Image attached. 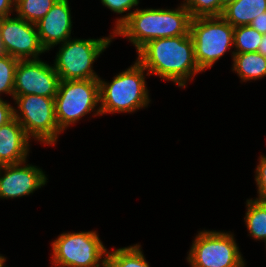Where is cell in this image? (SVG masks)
Segmentation results:
<instances>
[{
  "instance_id": "27",
  "label": "cell",
  "mask_w": 266,
  "mask_h": 267,
  "mask_svg": "<svg viewBox=\"0 0 266 267\" xmlns=\"http://www.w3.org/2000/svg\"><path fill=\"white\" fill-rule=\"evenodd\" d=\"M15 5L16 0H0V19L9 17L11 12L15 10Z\"/></svg>"
},
{
  "instance_id": "24",
  "label": "cell",
  "mask_w": 266,
  "mask_h": 267,
  "mask_svg": "<svg viewBox=\"0 0 266 267\" xmlns=\"http://www.w3.org/2000/svg\"><path fill=\"white\" fill-rule=\"evenodd\" d=\"M101 3L111 11L122 14L138 6L139 0H101Z\"/></svg>"
},
{
  "instance_id": "28",
  "label": "cell",
  "mask_w": 266,
  "mask_h": 267,
  "mask_svg": "<svg viewBox=\"0 0 266 267\" xmlns=\"http://www.w3.org/2000/svg\"><path fill=\"white\" fill-rule=\"evenodd\" d=\"M257 52L263 55L264 57H266V34H263L262 40L260 42V46Z\"/></svg>"
},
{
  "instance_id": "14",
  "label": "cell",
  "mask_w": 266,
  "mask_h": 267,
  "mask_svg": "<svg viewBox=\"0 0 266 267\" xmlns=\"http://www.w3.org/2000/svg\"><path fill=\"white\" fill-rule=\"evenodd\" d=\"M29 140L25 130L15 118L0 126V163L10 165L26 162L30 149Z\"/></svg>"
},
{
  "instance_id": "9",
  "label": "cell",
  "mask_w": 266,
  "mask_h": 267,
  "mask_svg": "<svg viewBox=\"0 0 266 267\" xmlns=\"http://www.w3.org/2000/svg\"><path fill=\"white\" fill-rule=\"evenodd\" d=\"M234 239L232 233L202 230L192 243L187 261L191 267H245Z\"/></svg>"
},
{
  "instance_id": "20",
  "label": "cell",
  "mask_w": 266,
  "mask_h": 267,
  "mask_svg": "<svg viewBox=\"0 0 266 267\" xmlns=\"http://www.w3.org/2000/svg\"><path fill=\"white\" fill-rule=\"evenodd\" d=\"M263 34L253 29L250 25L238 26L234 28V47L233 53L257 52Z\"/></svg>"
},
{
  "instance_id": "10",
  "label": "cell",
  "mask_w": 266,
  "mask_h": 267,
  "mask_svg": "<svg viewBox=\"0 0 266 267\" xmlns=\"http://www.w3.org/2000/svg\"><path fill=\"white\" fill-rule=\"evenodd\" d=\"M0 37L5 54L18 60H36L39 54L46 51L39 39L36 24L17 16L0 19Z\"/></svg>"
},
{
  "instance_id": "25",
  "label": "cell",
  "mask_w": 266,
  "mask_h": 267,
  "mask_svg": "<svg viewBox=\"0 0 266 267\" xmlns=\"http://www.w3.org/2000/svg\"><path fill=\"white\" fill-rule=\"evenodd\" d=\"M14 118V107L0 97V126L10 122Z\"/></svg>"
},
{
  "instance_id": "17",
  "label": "cell",
  "mask_w": 266,
  "mask_h": 267,
  "mask_svg": "<svg viewBox=\"0 0 266 267\" xmlns=\"http://www.w3.org/2000/svg\"><path fill=\"white\" fill-rule=\"evenodd\" d=\"M246 202L247 211L244 221L249 235L256 240L266 242V201L249 199Z\"/></svg>"
},
{
  "instance_id": "3",
  "label": "cell",
  "mask_w": 266,
  "mask_h": 267,
  "mask_svg": "<svg viewBox=\"0 0 266 267\" xmlns=\"http://www.w3.org/2000/svg\"><path fill=\"white\" fill-rule=\"evenodd\" d=\"M145 68L136 60L133 66L114 76L111 83L99 78L100 106L96 115L132 113L148 107L149 93L145 81Z\"/></svg>"
},
{
  "instance_id": "26",
  "label": "cell",
  "mask_w": 266,
  "mask_h": 267,
  "mask_svg": "<svg viewBox=\"0 0 266 267\" xmlns=\"http://www.w3.org/2000/svg\"><path fill=\"white\" fill-rule=\"evenodd\" d=\"M250 26L253 29H256L259 33L266 34V11L255 17Z\"/></svg>"
},
{
  "instance_id": "18",
  "label": "cell",
  "mask_w": 266,
  "mask_h": 267,
  "mask_svg": "<svg viewBox=\"0 0 266 267\" xmlns=\"http://www.w3.org/2000/svg\"><path fill=\"white\" fill-rule=\"evenodd\" d=\"M141 245L135 244L128 247L108 251L106 256L107 267H150L141 251Z\"/></svg>"
},
{
  "instance_id": "6",
  "label": "cell",
  "mask_w": 266,
  "mask_h": 267,
  "mask_svg": "<svg viewBox=\"0 0 266 267\" xmlns=\"http://www.w3.org/2000/svg\"><path fill=\"white\" fill-rule=\"evenodd\" d=\"M190 34L194 43L196 62L204 72L227 50L234 48V27L222 16L192 19Z\"/></svg>"
},
{
  "instance_id": "4",
  "label": "cell",
  "mask_w": 266,
  "mask_h": 267,
  "mask_svg": "<svg viewBox=\"0 0 266 267\" xmlns=\"http://www.w3.org/2000/svg\"><path fill=\"white\" fill-rule=\"evenodd\" d=\"M111 34L99 39L70 38L61 43L53 64L60 80H98L93 63L114 39Z\"/></svg>"
},
{
  "instance_id": "23",
  "label": "cell",
  "mask_w": 266,
  "mask_h": 267,
  "mask_svg": "<svg viewBox=\"0 0 266 267\" xmlns=\"http://www.w3.org/2000/svg\"><path fill=\"white\" fill-rule=\"evenodd\" d=\"M255 181L258 188L256 200L266 201V156L259 157V164L256 167Z\"/></svg>"
},
{
  "instance_id": "19",
  "label": "cell",
  "mask_w": 266,
  "mask_h": 267,
  "mask_svg": "<svg viewBox=\"0 0 266 267\" xmlns=\"http://www.w3.org/2000/svg\"><path fill=\"white\" fill-rule=\"evenodd\" d=\"M58 0H16L15 11L19 18L36 24Z\"/></svg>"
},
{
  "instance_id": "2",
  "label": "cell",
  "mask_w": 266,
  "mask_h": 267,
  "mask_svg": "<svg viewBox=\"0 0 266 267\" xmlns=\"http://www.w3.org/2000/svg\"><path fill=\"white\" fill-rule=\"evenodd\" d=\"M192 17L184 4L177 9H138L117 19L115 36H124L137 52L149 41L190 34Z\"/></svg>"
},
{
  "instance_id": "1",
  "label": "cell",
  "mask_w": 266,
  "mask_h": 267,
  "mask_svg": "<svg viewBox=\"0 0 266 267\" xmlns=\"http://www.w3.org/2000/svg\"><path fill=\"white\" fill-rule=\"evenodd\" d=\"M137 53V61L146 69L147 76L155 74L180 88L203 72L195 59L191 34L151 40Z\"/></svg>"
},
{
  "instance_id": "5",
  "label": "cell",
  "mask_w": 266,
  "mask_h": 267,
  "mask_svg": "<svg viewBox=\"0 0 266 267\" xmlns=\"http://www.w3.org/2000/svg\"><path fill=\"white\" fill-rule=\"evenodd\" d=\"M51 245L53 267L106 266L108 251L96 231L62 233Z\"/></svg>"
},
{
  "instance_id": "29",
  "label": "cell",
  "mask_w": 266,
  "mask_h": 267,
  "mask_svg": "<svg viewBox=\"0 0 266 267\" xmlns=\"http://www.w3.org/2000/svg\"><path fill=\"white\" fill-rule=\"evenodd\" d=\"M235 0H220L221 2V16L224 11V8L227 7L229 4L233 3Z\"/></svg>"
},
{
  "instance_id": "16",
  "label": "cell",
  "mask_w": 266,
  "mask_h": 267,
  "mask_svg": "<svg viewBox=\"0 0 266 267\" xmlns=\"http://www.w3.org/2000/svg\"><path fill=\"white\" fill-rule=\"evenodd\" d=\"M233 71L244 82L266 76V57L258 52L233 53Z\"/></svg>"
},
{
  "instance_id": "31",
  "label": "cell",
  "mask_w": 266,
  "mask_h": 267,
  "mask_svg": "<svg viewBox=\"0 0 266 267\" xmlns=\"http://www.w3.org/2000/svg\"><path fill=\"white\" fill-rule=\"evenodd\" d=\"M5 54L4 50H3V45H2V40L0 37V55Z\"/></svg>"
},
{
  "instance_id": "11",
  "label": "cell",
  "mask_w": 266,
  "mask_h": 267,
  "mask_svg": "<svg viewBox=\"0 0 266 267\" xmlns=\"http://www.w3.org/2000/svg\"><path fill=\"white\" fill-rule=\"evenodd\" d=\"M60 78L54 66L36 60H19L15 70L14 96L40 95L55 98Z\"/></svg>"
},
{
  "instance_id": "7",
  "label": "cell",
  "mask_w": 266,
  "mask_h": 267,
  "mask_svg": "<svg viewBox=\"0 0 266 267\" xmlns=\"http://www.w3.org/2000/svg\"><path fill=\"white\" fill-rule=\"evenodd\" d=\"M13 99L19 108L17 111L14 107V118L27 136L47 145L56 144L62 130L56 121L54 98L28 94L13 96Z\"/></svg>"
},
{
  "instance_id": "22",
  "label": "cell",
  "mask_w": 266,
  "mask_h": 267,
  "mask_svg": "<svg viewBox=\"0 0 266 267\" xmlns=\"http://www.w3.org/2000/svg\"><path fill=\"white\" fill-rule=\"evenodd\" d=\"M183 4L190 12L192 19L221 16L220 0H184Z\"/></svg>"
},
{
  "instance_id": "8",
  "label": "cell",
  "mask_w": 266,
  "mask_h": 267,
  "mask_svg": "<svg viewBox=\"0 0 266 267\" xmlns=\"http://www.w3.org/2000/svg\"><path fill=\"white\" fill-rule=\"evenodd\" d=\"M54 101L56 121L64 131L99 106V80H60Z\"/></svg>"
},
{
  "instance_id": "21",
  "label": "cell",
  "mask_w": 266,
  "mask_h": 267,
  "mask_svg": "<svg viewBox=\"0 0 266 267\" xmlns=\"http://www.w3.org/2000/svg\"><path fill=\"white\" fill-rule=\"evenodd\" d=\"M19 60L8 55H0V94L14 96L15 70Z\"/></svg>"
},
{
  "instance_id": "12",
  "label": "cell",
  "mask_w": 266,
  "mask_h": 267,
  "mask_svg": "<svg viewBox=\"0 0 266 267\" xmlns=\"http://www.w3.org/2000/svg\"><path fill=\"white\" fill-rule=\"evenodd\" d=\"M25 163L3 165L2 172L0 171V198L26 196L46 184L48 179L45 172L32 164L24 165Z\"/></svg>"
},
{
  "instance_id": "30",
  "label": "cell",
  "mask_w": 266,
  "mask_h": 267,
  "mask_svg": "<svg viewBox=\"0 0 266 267\" xmlns=\"http://www.w3.org/2000/svg\"><path fill=\"white\" fill-rule=\"evenodd\" d=\"M5 261H6V258L0 255V267H4Z\"/></svg>"
},
{
  "instance_id": "15",
  "label": "cell",
  "mask_w": 266,
  "mask_h": 267,
  "mask_svg": "<svg viewBox=\"0 0 266 267\" xmlns=\"http://www.w3.org/2000/svg\"><path fill=\"white\" fill-rule=\"evenodd\" d=\"M266 11V0H235L224 8L222 17L234 28L250 25L253 19Z\"/></svg>"
},
{
  "instance_id": "13",
  "label": "cell",
  "mask_w": 266,
  "mask_h": 267,
  "mask_svg": "<svg viewBox=\"0 0 266 267\" xmlns=\"http://www.w3.org/2000/svg\"><path fill=\"white\" fill-rule=\"evenodd\" d=\"M71 10L68 0H58L48 13L36 23L39 39L46 52L70 39Z\"/></svg>"
}]
</instances>
